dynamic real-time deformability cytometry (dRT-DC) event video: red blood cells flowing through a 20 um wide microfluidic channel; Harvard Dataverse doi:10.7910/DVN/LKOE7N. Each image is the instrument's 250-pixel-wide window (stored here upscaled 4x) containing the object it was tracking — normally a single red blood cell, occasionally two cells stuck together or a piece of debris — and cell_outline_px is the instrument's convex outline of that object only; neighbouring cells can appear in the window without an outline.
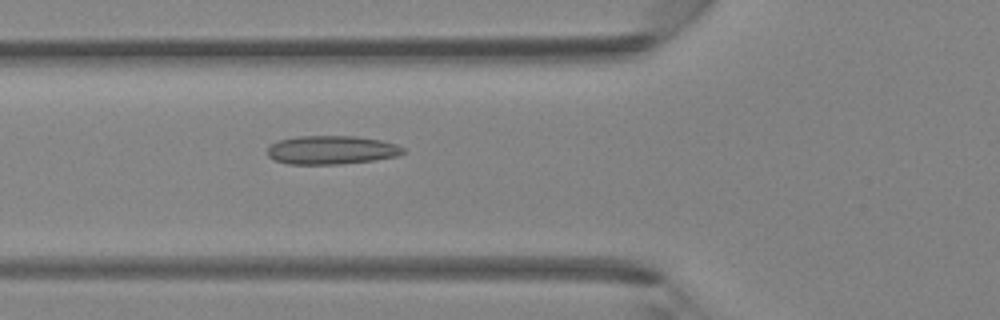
{"species": "Egyptian fruit bat (a non-hibernating species)", "species_latin": "Rousettus aegyptiacus", "temperature_condition": "room temperature", "stored_images_in_passage": 41, "camera_frame_rate_fps": 3000, "um_per_image_px": 0.085, "animal": {"sex": "female"}, "frame": {"image": 1, "passage_image": 15, "time_ms": 4.667, "image_size_px": [1000, 320], "cell_outline_px": [[404, 152], [396, 156], [376, 160], [340, 164], [288, 164], [272, 160], [268, 156], [268, 148], [272, 144], [280, 140], [296, 136], [356, 136], [380, 140], [396, 144], [404, 148]], "centroid_in_image_um": [28.16, 12.75], "position_along_channel_um": 97.6, "area_um2": 22.66}}
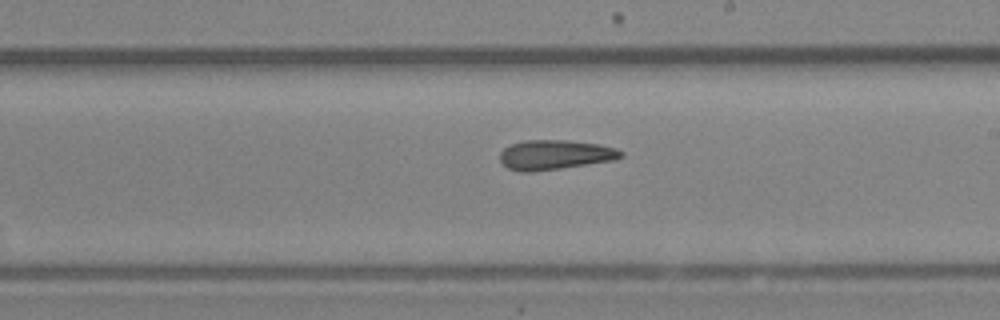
{"frame": {"image": 2, "passage_image": 24, "time_ms": 7.667, "image_size_px": [1000, 320], "cell_outline_px": [[624, 156], [616, 160], [532, 172], [520, 172], [508, 168], [500, 160], [500, 152], [504, 148], [512, 144], [524, 140], [568, 140], [596, 144], [616, 148], [624, 152]], "centroid_in_image_um": [47.18, 13.16], "position_along_channel_um": 241.8, "area_um2": 20.92}}
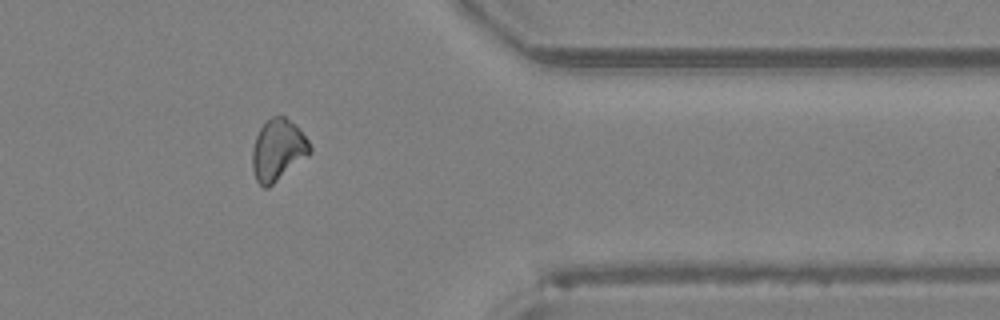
{"frame": {"image": 3, "passage_image": 34, "time_ms": 11.0, "image_size_px": [1000, 320], "cell_outline_px": [[312, 152], [308, 156], [268, 188], [264, 188], [256, 180], [252, 168], [252, 148], [256, 136], [260, 128], [272, 116], [284, 116], [296, 124], [300, 128], [308, 140], [312, 148]], "centroid_in_image_um": [23.63, 12.75], "position_along_channel_um": 387.8, "area_um2": 20.75}}